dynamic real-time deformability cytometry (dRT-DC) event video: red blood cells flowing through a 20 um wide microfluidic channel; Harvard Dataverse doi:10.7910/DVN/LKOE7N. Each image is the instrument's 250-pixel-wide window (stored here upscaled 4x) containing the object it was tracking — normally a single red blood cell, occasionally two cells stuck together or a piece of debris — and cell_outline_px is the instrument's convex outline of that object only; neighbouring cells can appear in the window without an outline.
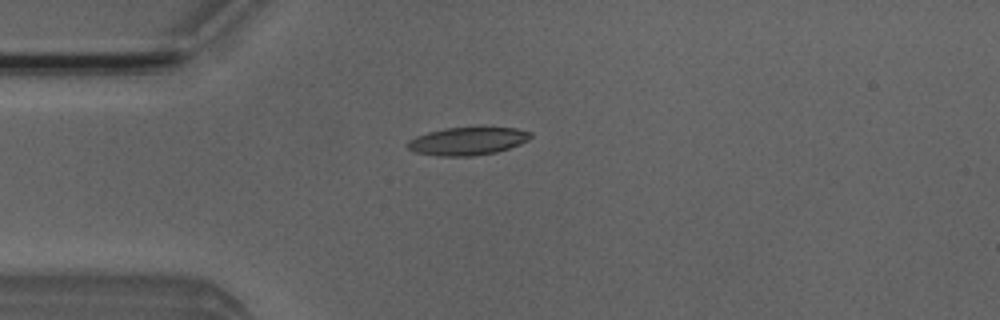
{"species": "Egyptian fruit bat (a non-hibernating species)", "species_latin": "Rousettus aegyptiacus", "temperature_condition": "room temperature", "stored_images_in_passage": 4, "camera_frame_rate_fps": 3000, "um_per_image_px": 0.085, "animal": {"sex": "male"}, "frame": {"image": 1, "passage_image": 3, "time_ms": 3.333, "image_size_px": [1000, 320], "cell_outline_px": [[532, 136], [528, 140], [520, 144], [496, 152], [472, 156], [440, 156], [416, 152], [408, 148], [408, 140], [416, 136], [428, 132], [444, 128], [516, 128], [532, 132]], "centroid_in_image_um": [39.75, 11.99], "position_along_channel_um": 45.2, "area_um2": 19.77}}